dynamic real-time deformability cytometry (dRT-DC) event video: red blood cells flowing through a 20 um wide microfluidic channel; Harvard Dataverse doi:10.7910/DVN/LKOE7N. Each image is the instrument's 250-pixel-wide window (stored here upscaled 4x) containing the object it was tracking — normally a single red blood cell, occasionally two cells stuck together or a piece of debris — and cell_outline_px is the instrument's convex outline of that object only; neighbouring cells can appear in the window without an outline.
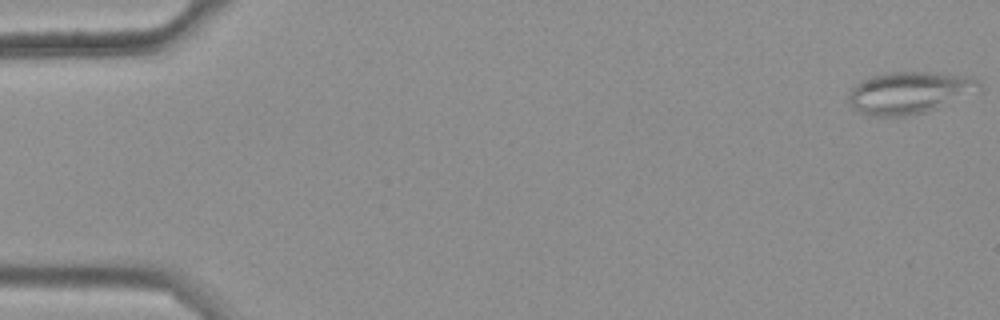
{"species": "common noctule bat (a hibernating species)", "species_latin": "Nyctalus noctula", "temperature_condition": "warm", "stored_images_in_passage": 49, "camera_frame_rate_fps": 3000, "um_per_image_px": 0.085, "animal": {"sex": "female", "body_mass_g": 25.1}, "frame": {"image": 1, "passage_image": 1, "time_ms": 0.0, "image_size_px": [1000, 320], "cell_outline_px": [[984, 88], [980, 92], [936, 108], [924, 112], [904, 116], [872, 116], [860, 112], [852, 108], [848, 100], [848, 92], [860, 80], [884, 72], [936, 72], [972, 76], [980, 80]], "centroid_in_image_um": [77.35, 7.85], "position_along_channel_um": 7.6, "area_um2": 32.6}}
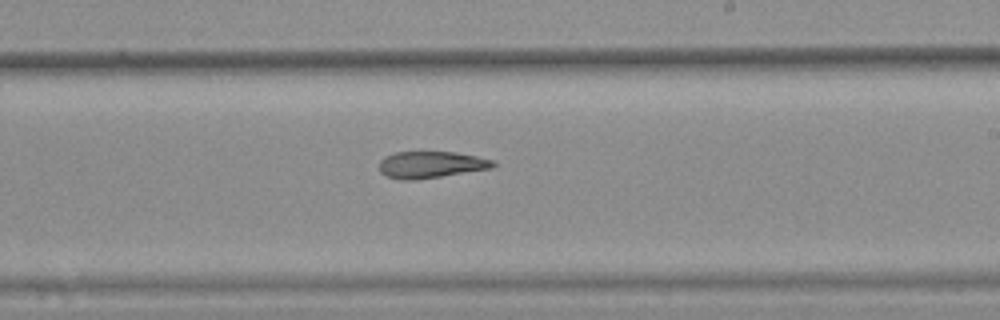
{"frame": {"image": 2, "passage_image": 33, "time_ms": 10.667, "image_size_px": [1000, 320], "cell_outline_px": [[496, 164], [492, 168], [440, 176], [412, 180], [400, 180], [388, 176], [380, 172], [380, 160], [384, 156], [396, 152], [456, 152], [496, 160]], "centroid_in_image_um": [36.64, 13.99], "position_along_channel_um": 252.4, "area_um2": 17.63}}
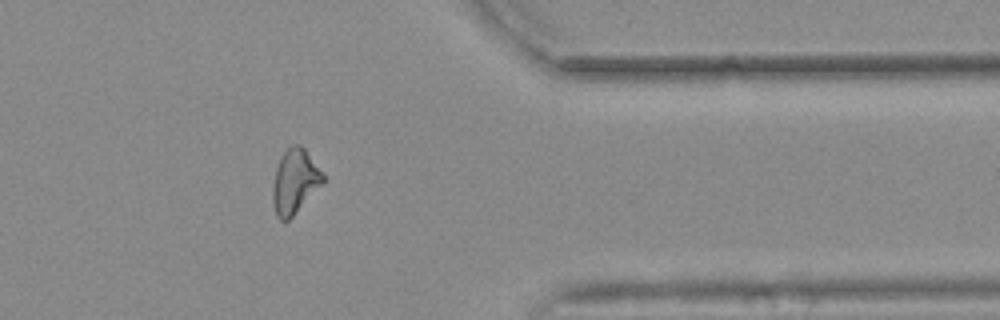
{"frame": {"image": 3, "passage_image": 45, "time_ms": 14.667, "image_size_px": [1000, 320], "cell_outline_px": [[324, 184], [288, 220], [280, 220], [276, 216], [272, 200], [272, 188], [276, 168], [284, 152], [292, 144], [300, 144], [304, 148], [324, 172]], "centroid_in_image_um": [25.08, 15.42], "position_along_channel_um": 386.3, "area_um2": 18.96}, "authors_computed_cell_mechanics": {"area_um2": 19.1318, "velocity_mm_per_s": 3.7026, "shape_relaxation_time_tau1_ms": null, "shape_relaxation_time_tau2_ms": 7.3926, "deformation_change_tau1": null, "deformation_change_tau2": 0.198}}